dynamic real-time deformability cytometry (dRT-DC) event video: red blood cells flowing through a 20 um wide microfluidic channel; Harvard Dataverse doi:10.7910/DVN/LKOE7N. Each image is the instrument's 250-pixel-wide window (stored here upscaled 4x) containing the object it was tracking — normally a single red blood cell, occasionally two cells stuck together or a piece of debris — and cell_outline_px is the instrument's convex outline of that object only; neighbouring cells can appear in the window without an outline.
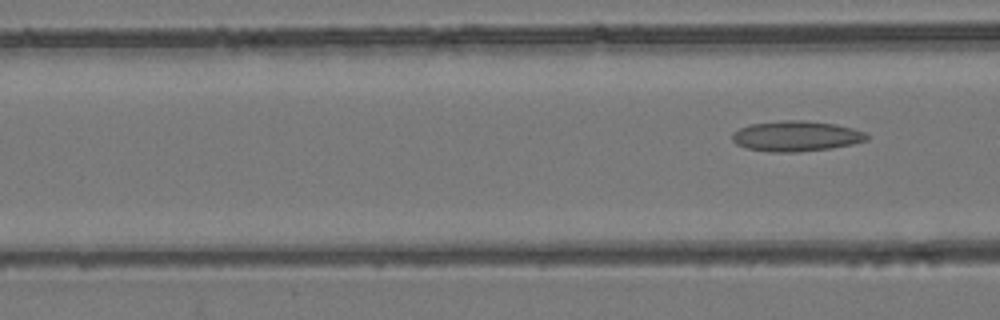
{"species": "common noctule bat (a hibernating species)", "species_latin": "Nyctalus noctula", "temperature_condition": "room temperature", "stored_images_in_passage": 4, "camera_frame_rate_fps": 3000, "um_per_image_px": 0.085, "animal": {"sex": "female", "body_mass_g": 24.6, "forearm_length_mm": 56.2}, "frame": {"image": 1, "passage_image": 4, "time_ms": 1.0, "image_size_px": [1000, 320], "cell_outline_px": [[868, 140], [852, 144], [832, 148], [800, 152], [768, 152], [744, 148], [736, 144], [732, 140], [732, 132], [748, 124], [784, 120], [804, 120], [836, 124], [852, 128], [864, 132], [868, 136]], "centroid_in_image_um": [67.64, 11.57], "position_along_channel_um": 99.0, "area_um2": 24.1}}